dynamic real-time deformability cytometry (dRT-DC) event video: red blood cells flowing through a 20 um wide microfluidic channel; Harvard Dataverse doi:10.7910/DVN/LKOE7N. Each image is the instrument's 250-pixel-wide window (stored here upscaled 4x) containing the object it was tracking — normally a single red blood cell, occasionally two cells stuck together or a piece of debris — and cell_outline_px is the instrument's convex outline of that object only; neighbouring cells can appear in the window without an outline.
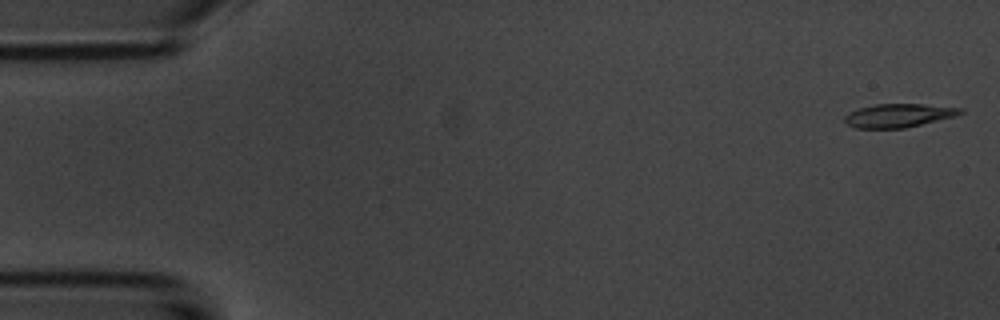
{"species": "common noctule bat (a hibernating species)", "species_latin": "Nyctalus noctula", "temperature_condition": "room temperature", "stored_images_in_passage": 5, "camera_frame_rate_fps": 3000, "um_per_image_px": 0.085, "animal": {"sex": "male", "body_mass_g": 20.1, "forearm_length_mm": 53.5}, "frame": {"image": 1, "passage_image": 1, "time_ms": 0.0, "image_size_px": [1000, 320], "cell_outline_px": [[964, 112], [956, 116], [904, 128], [856, 128], [844, 124], [844, 116], [860, 108], [876, 104], [924, 104], [964, 108]], "centroid_in_image_um": [76.4, 9.82], "position_along_channel_um": 8.6, "area_um2": 15.84}}